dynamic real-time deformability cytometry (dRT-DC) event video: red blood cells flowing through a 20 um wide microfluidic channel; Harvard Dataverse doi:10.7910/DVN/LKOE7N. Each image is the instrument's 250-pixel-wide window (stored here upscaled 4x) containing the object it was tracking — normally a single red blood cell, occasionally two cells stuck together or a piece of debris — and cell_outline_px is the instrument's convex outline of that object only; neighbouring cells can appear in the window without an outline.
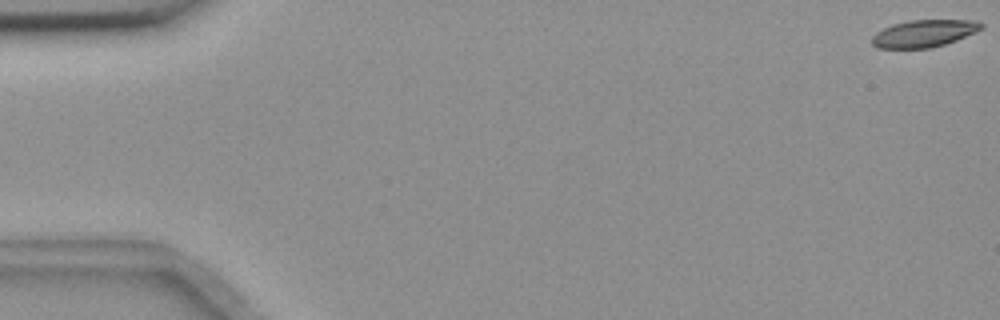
{"species": "common noctule bat (a hibernating species)", "species_latin": "Nyctalus noctula", "temperature_condition": "room temperature", "stored_images_in_passage": 10, "camera_frame_rate_fps": 3000, "um_per_image_px": 0.085, "animal": {"sex": "female", "body_mass_g": 18.4}, "frame": {"image": 1, "passage_image": 1, "time_ms": 0.0, "image_size_px": [1000, 320], "cell_outline_px": [[984, 28], [976, 32], [956, 40], [932, 48], [876, 48], [872, 44], [872, 36], [876, 32], [892, 24], [908, 20], [976, 20], [984, 24]], "centroid_in_image_um": [78.55, 2.84], "position_along_channel_um": 6.5, "area_um2": 17.46}}